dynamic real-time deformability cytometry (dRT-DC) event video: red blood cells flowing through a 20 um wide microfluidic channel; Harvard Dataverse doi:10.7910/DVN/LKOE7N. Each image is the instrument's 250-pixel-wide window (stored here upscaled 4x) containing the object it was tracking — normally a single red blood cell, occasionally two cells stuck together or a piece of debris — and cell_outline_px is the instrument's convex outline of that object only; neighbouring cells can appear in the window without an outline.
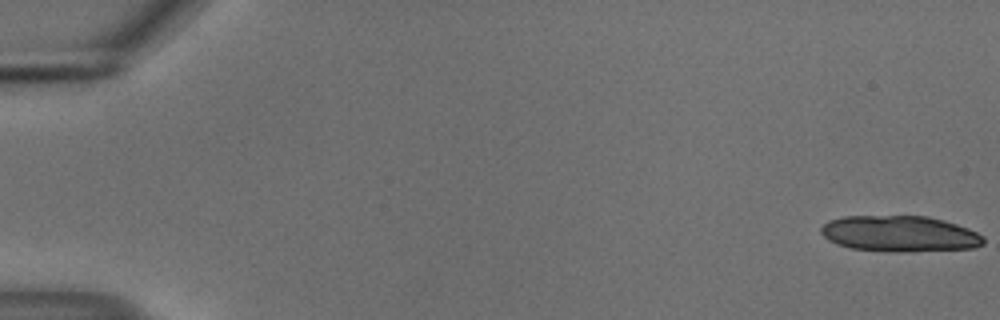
{"species": "common noctule bat (a hibernating species)", "species_latin": "Nyctalus noctula", "temperature_condition": "cold", "stored_images_in_passage": 14, "camera_frame_rate_fps": 3000, "um_per_image_px": 0.085, "animal": {"sex": "male", "body_mass_g": 18.8}, "frame": {"image": 1, "passage_image": 1, "time_ms": 0.0, "image_size_px": [1000, 320], "cell_outline_px": [[984, 244], [976, 248], [904, 252], [888, 252], [852, 248], [836, 244], [828, 240], [820, 232], [820, 228], [828, 220], [844, 216], [928, 216], [944, 220], [968, 228], [984, 236]], "centroid_in_image_um": [76.48, 19.87], "position_along_channel_um": 8.5, "area_um2": 34.39}}